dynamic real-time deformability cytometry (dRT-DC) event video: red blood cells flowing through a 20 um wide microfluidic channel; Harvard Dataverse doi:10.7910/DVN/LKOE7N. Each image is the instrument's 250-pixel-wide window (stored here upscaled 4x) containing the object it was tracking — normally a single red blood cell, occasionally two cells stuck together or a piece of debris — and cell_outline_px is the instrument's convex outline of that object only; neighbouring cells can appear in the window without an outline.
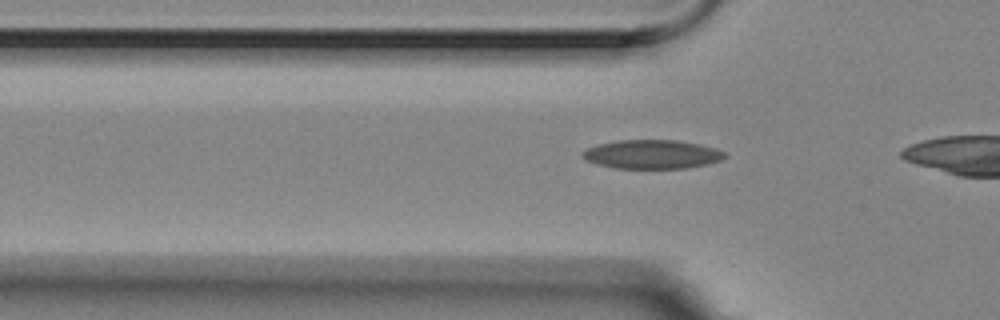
{"species": "Egyptian fruit bat (a non-hibernating species)", "species_latin": "Rousettus aegyptiacus", "temperature_condition": "room temperature", "stored_images_in_passage": 13, "camera_frame_rate_fps": 3000, "um_per_image_px": 0.085, "animal": {"sex": "female"}, "frame": {"image": 1, "passage_image": 10, "time_ms": 3.0, "image_size_px": [1000, 320], "cell_outline_px": [[728, 156], [720, 160], [704, 164], [684, 168], [612, 168], [596, 164], [584, 160], [580, 156], [588, 148], [600, 144], [616, 140], [676, 140], [696, 144], [712, 148], [724, 152]], "centroid_in_image_um": [55.35, 13.12], "position_along_channel_um": 70.4, "area_um2": 23.64}}